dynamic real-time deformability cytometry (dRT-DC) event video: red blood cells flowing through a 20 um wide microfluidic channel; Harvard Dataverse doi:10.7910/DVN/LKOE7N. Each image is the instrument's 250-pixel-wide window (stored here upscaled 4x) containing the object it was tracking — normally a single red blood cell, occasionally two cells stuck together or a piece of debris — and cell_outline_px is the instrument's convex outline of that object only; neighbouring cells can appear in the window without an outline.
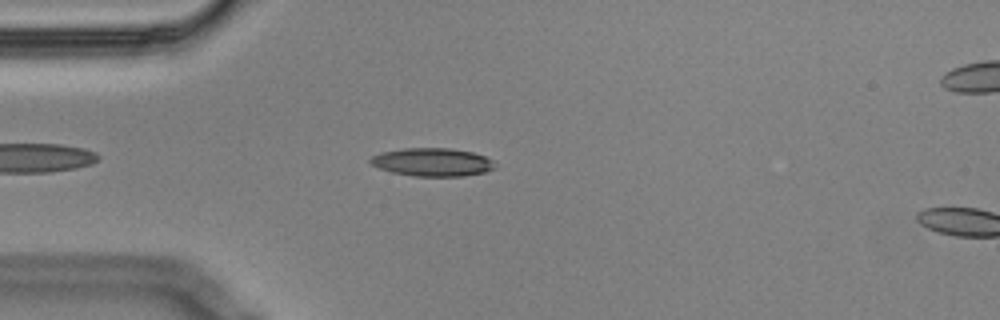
{"species": "Egyptian fruit bat (a non-hibernating species)", "species_latin": "Rousettus aegyptiacus", "temperature_condition": "cold", "stored_images_in_passage": 50, "camera_frame_rate_fps": 3000, "um_per_image_px": 0.085, "animal": {"sex": "male"}, "frame": {"image": 1, "passage_image": 7, "time_ms": 2.0, "image_size_px": [1000, 320], "cell_outline_px": [[496, 168], [484, 172], [464, 176], [412, 176], [392, 172], [380, 168], [372, 164], [368, 160], [372, 156], [380, 152], [404, 148], [448, 148], [472, 152], [484, 156], [492, 160], [496, 164]], "centroid_in_image_um": [36.75, 13.78], "position_along_channel_um": 48.2, "area_um2": 20.46}}
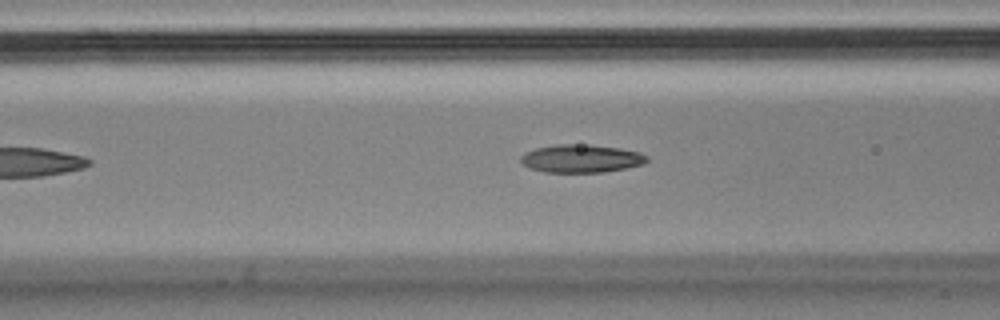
{"frame": {"image": 2, "passage_image": 14, "time_ms": 4.333, "image_size_px": [1000, 320], "cell_outline_px": [[648, 160], [644, 164], [604, 172], [544, 172], [532, 168], [524, 164], [520, 160], [520, 156], [524, 152], [536, 148], [556, 144], [588, 144], [620, 148], [640, 152], [648, 156]], "centroid_in_image_um": [49.41, 13.46], "position_along_channel_um": 117.2, "area_um2": 20.63}}
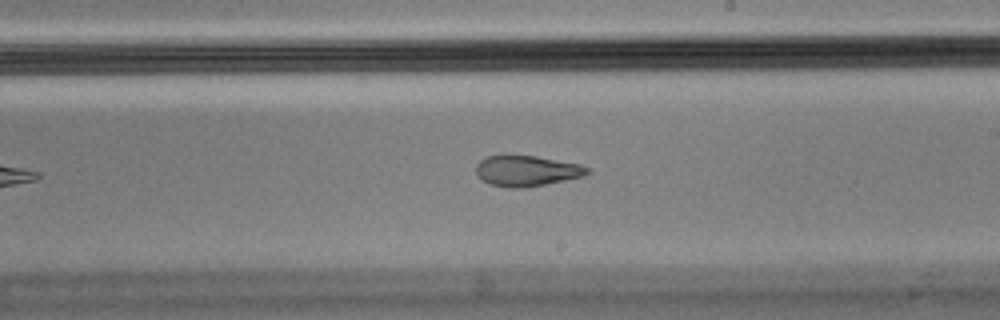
{"frame": {"image": 3, "passage_image": 25, "time_ms": 8.0, "image_size_px": [1000, 320], "cell_outline_px": [[592, 172], [584, 176], [524, 188], [508, 188], [488, 184], [476, 172], [476, 164], [480, 160], [488, 156], [536, 156], [580, 164], [588, 168]], "centroid_in_image_um": [44.78, 14.53], "position_along_channel_um": 244.2, "area_um2": 19.71}, "authors_computed_cell_mechanics": {"area_um2": 19.4497, "velocity_mm_per_s": 3.4619, "shape_relaxation_time_tau1_ms": null, "shape_relaxation_time_tau2_ms": 4.3389, "deformation_change_tau1": null, "deformation_change_tau2": 0.1275}}